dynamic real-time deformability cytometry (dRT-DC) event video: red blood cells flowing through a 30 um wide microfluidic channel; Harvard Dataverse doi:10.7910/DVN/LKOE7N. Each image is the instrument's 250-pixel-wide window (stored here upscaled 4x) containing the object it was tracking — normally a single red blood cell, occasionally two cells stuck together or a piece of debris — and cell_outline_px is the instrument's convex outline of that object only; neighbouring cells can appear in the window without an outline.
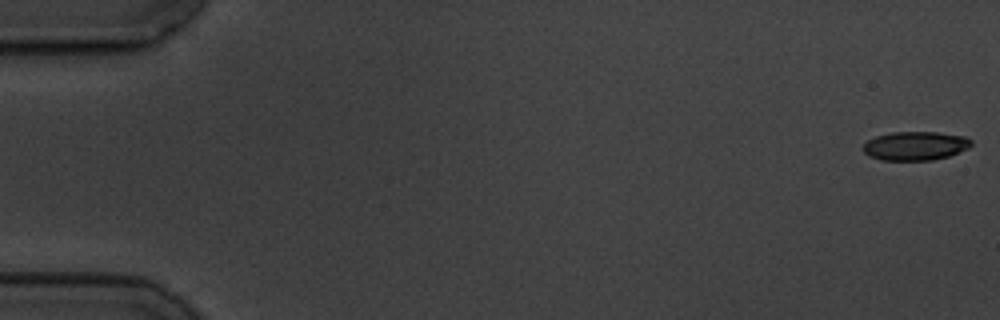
{"species": "common noctule bat (a hibernating species)", "species_latin": "Nyctalus noctula", "temperature_condition": "cold", "stored_images_in_passage": 58, "camera_frame_rate_fps": 3000, "um_per_image_px": 0.085, "animal": {"sex": "male", "body_mass_g": 19.5, "forearm_length_mm": 54.6}, "frame": {"image": 1, "passage_image": 1, "time_ms": 0.0, "image_size_px": [1000, 320], "cell_outline_px": [[972, 144], [968, 148], [948, 156], [932, 160], [880, 160], [864, 152], [860, 148], [868, 140], [876, 136], [892, 132], [936, 132], [964, 136], [972, 140]], "centroid_in_image_um": [77.79, 12.39], "position_along_channel_um": 7.2, "area_um2": 18.09}}
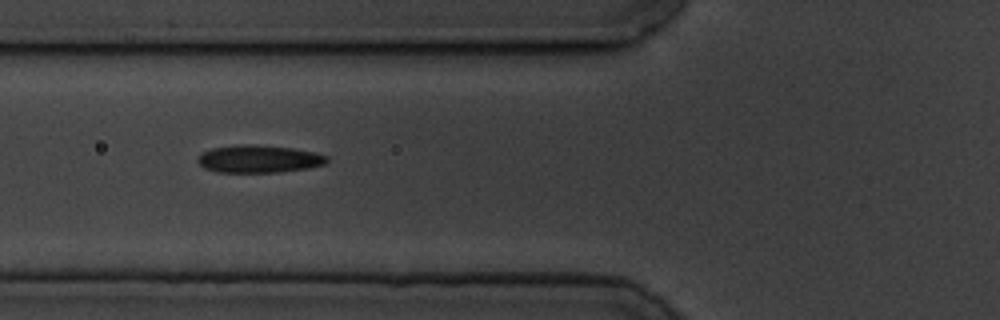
{"frame": {"image": 2, "passage_image": 22, "time_ms": 7.0, "image_size_px": [1000, 320], "cell_outline_px": [[328, 160], [324, 164], [308, 168], [280, 172], [216, 172], [204, 168], [196, 160], [204, 152], [212, 148], [244, 144], [292, 148], [316, 152], [328, 156]], "centroid_in_image_um": [22.02, 13.52], "position_along_channel_um": 103.8, "area_um2": 20.58}}
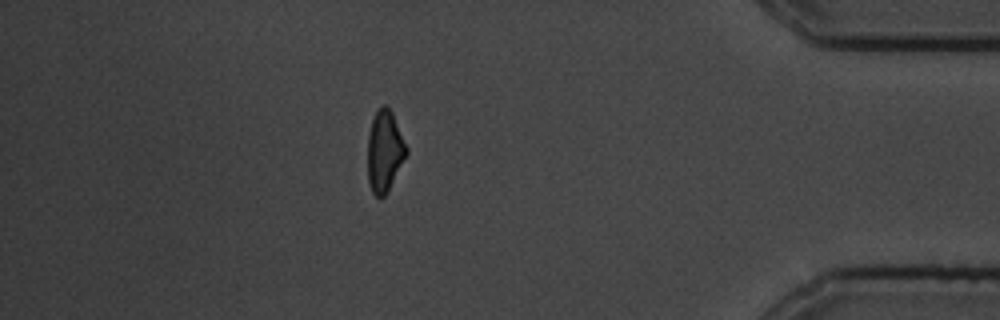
{"frame": {"image": 3, "passage_image": 51, "time_ms": 16.667, "image_size_px": [1000, 320], "cell_outline_px": [[408, 152], [388, 192], [380, 200], [372, 192], [368, 180], [368, 136], [372, 120], [380, 104], [384, 104], [392, 112], [408, 148]], "centroid_in_image_um": [32.69, 12.87], "position_along_channel_um": 402.5, "area_um2": 18.44}, "authors_computed_cell_mechanics": {"area_um2": 19.363, "velocity_mm_per_s": 3.4908, "shape_relaxation_time_tau1_ms": 3.0238, "shape_relaxation_time_tau2_ms": 2.7167, "deformation_change_tau1": 0.1268, "deformation_change_tau2": 0.1098}}